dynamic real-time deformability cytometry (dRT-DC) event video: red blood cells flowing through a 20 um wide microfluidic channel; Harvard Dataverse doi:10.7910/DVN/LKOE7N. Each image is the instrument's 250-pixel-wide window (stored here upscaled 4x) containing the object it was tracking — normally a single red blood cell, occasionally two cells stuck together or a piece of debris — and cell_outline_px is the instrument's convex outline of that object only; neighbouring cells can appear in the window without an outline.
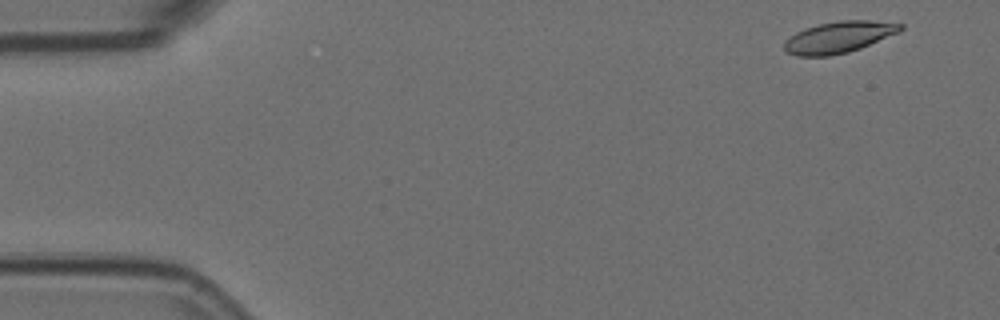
{"species": "Egyptian fruit bat (a non-hibernating species)", "species_latin": "Rousettus aegyptiacus", "temperature_condition": "room temperature", "stored_images_in_passage": 4, "camera_frame_rate_fps": 3000, "um_per_image_px": 0.085, "animal": {"sex": "female"}, "frame": {"image": 1, "passage_image": 1, "time_ms": 0.0, "image_size_px": [1000, 320], "cell_outline_px": [[904, 28], [900, 32], [860, 48], [848, 52], [828, 56], [796, 56], [788, 52], [784, 48], [784, 40], [796, 32], [804, 28], [820, 24], [840, 20], [872, 20], [904, 24]], "centroid_in_image_um": [71.31, 3.15], "position_along_channel_um": 13.7, "area_um2": 21.33}}